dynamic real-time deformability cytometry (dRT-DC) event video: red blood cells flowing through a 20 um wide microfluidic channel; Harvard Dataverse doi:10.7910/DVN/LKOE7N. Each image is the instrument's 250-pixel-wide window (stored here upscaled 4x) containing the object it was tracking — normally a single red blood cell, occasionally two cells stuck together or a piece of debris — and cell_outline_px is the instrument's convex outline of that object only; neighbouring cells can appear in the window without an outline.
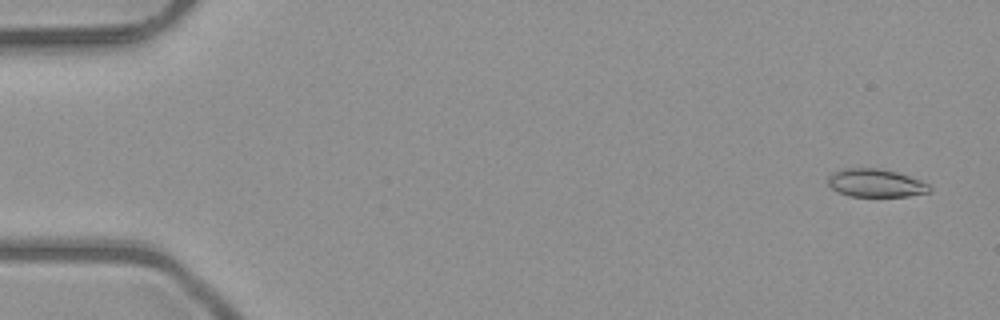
{"species": "common noctule bat (a hibernating species)", "species_latin": "Nyctalus noctula", "temperature_condition": "room temperature", "stored_images_in_passage": 16, "camera_frame_rate_fps": 3000, "um_per_image_px": 0.085, "animal": {"sex": "male", "body_mass_g": 23.1, "forearm_length_mm": 52.7}, "frame": {"image": 1, "passage_image": 3, "time_ms": 0.667, "image_size_px": [1000, 320], "cell_outline_px": [[932, 192], [908, 196], [848, 196], [832, 188], [828, 184], [828, 176], [832, 172], [844, 168], [876, 168], [896, 172], [920, 180], [928, 184], [932, 188]], "centroid_in_image_um": [74.44, 15.56], "position_along_channel_um": 10.6, "area_um2": 16.59}}
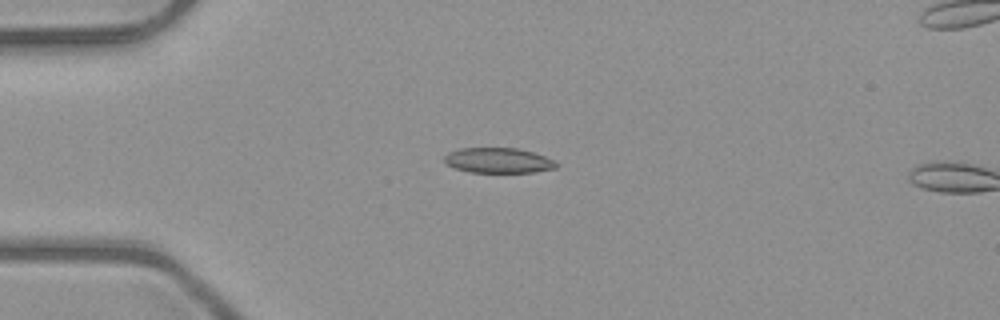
{"frame": {"image": 2, "passage_image": 14, "time_ms": 4.333, "image_size_px": [1000, 320], "cell_outline_px": [[560, 164], [556, 168], [536, 172], [468, 172], [444, 164], [444, 156], [448, 152], [460, 148], [516, 148], [532, 152], [544, 156]], "centroid_in_image_um": [42.33, 13.64], "position_along_channel_um": 42.7, "area_um2": 16.47}}